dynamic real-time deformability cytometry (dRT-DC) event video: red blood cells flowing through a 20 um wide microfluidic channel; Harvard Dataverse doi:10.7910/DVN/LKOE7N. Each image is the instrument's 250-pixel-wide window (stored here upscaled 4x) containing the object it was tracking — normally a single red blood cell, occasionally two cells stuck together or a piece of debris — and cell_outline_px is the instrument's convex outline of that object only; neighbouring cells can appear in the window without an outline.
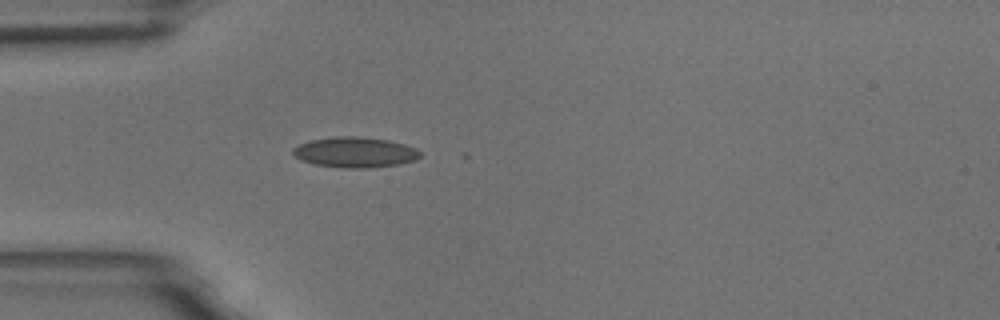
{"species": "common noctule bat (a hibernating species)", "species_latin": "Nyctalus noctula", "temperature_condition": "room temperature", "stored_images_in_passage": 1, "camera_frame_rate_fps": 3000, "um_per_image_px": 0.085, "animal": {"sex": "male", "body_mass_g": 18.8}, "frame": {"image": 1, "passage_image": 1, "time_ms": 0.0, "image_size_px": [1000, 320], "cell_outline_px": [[420, 156], [416, 160], [400, 164], [364, 168], [344, 168], [316, 164], [300, 160], [292, 152], [292, 148], [300, 144], [312, 140], [336, 136], [360, 136], [388, 140], [404, 144], [416, 148], [420, 152]], "centroid_in_image_um": [30.19, 12.94], "position_along_channel_um": 54.8, "area_um2": 22.48}}